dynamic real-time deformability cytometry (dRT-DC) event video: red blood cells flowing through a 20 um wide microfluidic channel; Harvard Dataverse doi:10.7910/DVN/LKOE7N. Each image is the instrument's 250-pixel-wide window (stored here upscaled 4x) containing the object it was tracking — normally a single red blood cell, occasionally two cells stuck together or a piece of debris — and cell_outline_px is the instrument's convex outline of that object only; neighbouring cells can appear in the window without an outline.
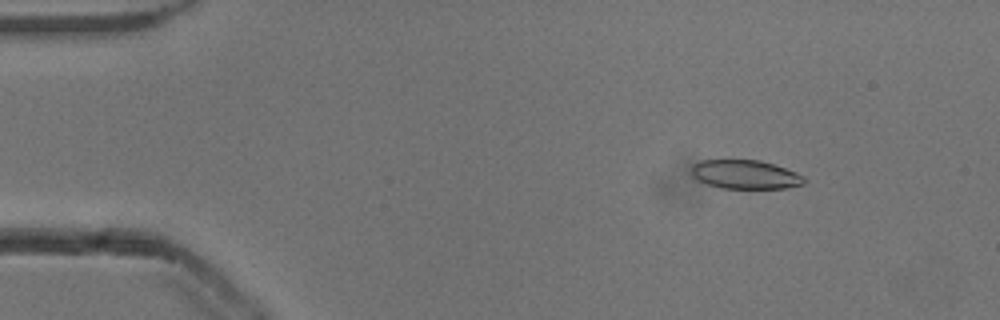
{"species": "common noctule bat (a hibernating species)", "species_latin": "Nyctalus noctula", "temperature_condition": "cold", "stored_images_in_passage": 53, "camera_frame_rate_fps": 3000, "um_per_image_px": 0.085, "animal": {"sex": "male", "body_mass_g": 13.3}, "frame": {"image": 1, "passage_image": 7, "time_ms": 2.0, "image_size_px": [1000, 320], "cell_outline_px": [[804, 184], [788, 188], [720, 188], [696, 180], [692, 176], [692, 164], [700, 160], [760, 160], [796, 172], [804, 176]], "centroid_in_image_um": [63.32, 14.83], "position_along_channel_um": 21.7, "area_um2": 18.96}}
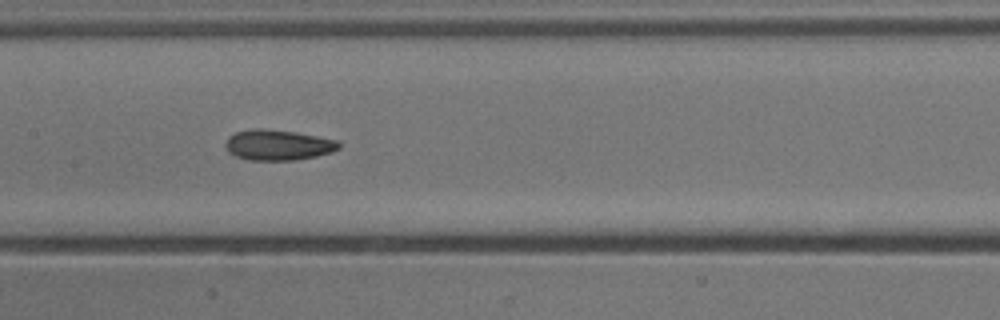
{"frame": {"image": 2, "passage_image": 26, "time_ms": 8.333, "image_size_px": [1000, 320], "cell_outline_px": [[340, 148], [332, 152], [316, 156], [296, 160], [248, 160], [236, 156], [228, 152], [224, 144], [228, 136], [236, 132], [252, 128], [264, 128], [296, 132], [340, 140]], "centroid_in_image_um": [23.63, 12.31], "position_along_channel_um": 183.8, "area_um2": 20.46}}
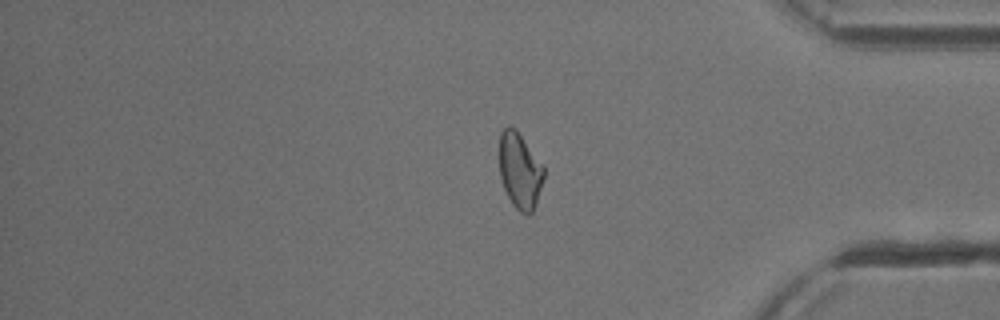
{"frame": {"image": 3, "passage_image": 44, "time_ms": 14.333, "image_size_px": [1000, 320], "cell_outline_px": [[544, 176], [536, 204], [532, 212], [528, 216], [520, 212], [512, 204], [504, 188], [500, 176], [500, 132], [508, 124], [516, 128], [544, 168]], "centroid_in_image_um": [44.18, 14.51], "position_along_channel_um": 391.0, "area_um2": 19.54}, "authors_computed_cell_mechanics": {"area_um2": 20.1144, "velocity_mm_per_s": 3.8539, "shape_relaxation_time_tau1_ms": 8.2412, "shape_relaxation_time_tau2_ms": 2.7097, "deformation_change_tau1": 0.1578, "deformation_change_tau2": 0.0759}}